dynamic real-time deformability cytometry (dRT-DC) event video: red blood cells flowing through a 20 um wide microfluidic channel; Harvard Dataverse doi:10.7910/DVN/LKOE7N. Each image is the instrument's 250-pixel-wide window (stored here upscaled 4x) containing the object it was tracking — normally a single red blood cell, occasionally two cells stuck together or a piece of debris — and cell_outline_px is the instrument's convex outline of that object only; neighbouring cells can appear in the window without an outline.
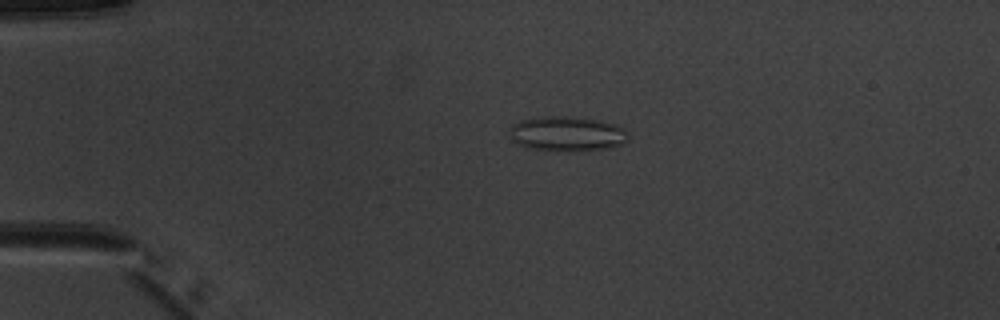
{"species": "common noctule bat (a hibernating species)", "species_latin": "Nyctalus noctula", "temperature_condition": "warm", "stored_images_in_passage": 4, "camera_frame_rate_fps": 3000, "um_per_image_px": 0.085, "animal": {"sex": "male", "body_mass_g": 20.1, "forearm_length_mm": 53.5}, "frame": {"image": 1, "passage_image": 3, "time_ms": 3.333, "image_size_px": [1000, 320], "cell_outline_px": [[628, 140], [620, 144], [608, 148], [528, 148], [516, 144], [512, 140], [508, 132], [508, 128], [512, 124], [520, 120], [544, 116], [564, 116], [600, 120], [616, 124], [624, 128], [628, 132]], "centroid_in_image_um": [48.16, 11.31], "position_along_channel_um": 36.8, "area_um2": 23.35}}